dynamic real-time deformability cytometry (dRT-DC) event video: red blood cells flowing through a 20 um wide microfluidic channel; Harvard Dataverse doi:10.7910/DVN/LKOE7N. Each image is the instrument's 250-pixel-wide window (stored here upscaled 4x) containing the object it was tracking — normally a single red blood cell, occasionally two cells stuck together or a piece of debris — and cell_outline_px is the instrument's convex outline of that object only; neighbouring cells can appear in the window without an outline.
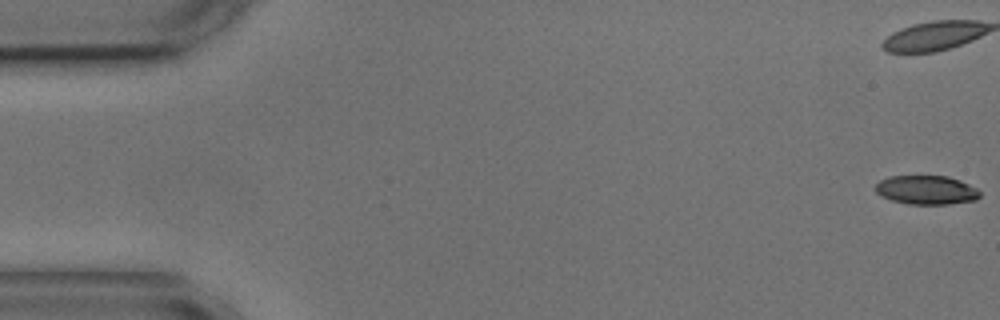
{"species": "common noctule bat (a hibernating species)", "species_latin": "Nyctalus noctula", "temperature_condition": "cold", "stored_images_in_passage": 9, "camera_frame_rate_fps": 3000, "um_per_image_px": 0.085, "animal": {"sex": "male", "body_mass_g": 17.9, "forearm_length_mm": 54.2}, "frame": {"image": 1, "passage_image": 1, "time_ms": 0.0, "image_size_px": [1000, 320], "cell_outline_px": [[980, 196], [976, 200], [948, 204], [908, 204], [892, 200], [880, 196], [876, 192], [876, 184], [880, 180], [888, 176], [948, 176], [960, 180], [976, 188], [980, 192]], "centroid_in_image_um": [78.74, 16.15], "position_along_channel_um": 6.3, "area_um2": 17.63}}